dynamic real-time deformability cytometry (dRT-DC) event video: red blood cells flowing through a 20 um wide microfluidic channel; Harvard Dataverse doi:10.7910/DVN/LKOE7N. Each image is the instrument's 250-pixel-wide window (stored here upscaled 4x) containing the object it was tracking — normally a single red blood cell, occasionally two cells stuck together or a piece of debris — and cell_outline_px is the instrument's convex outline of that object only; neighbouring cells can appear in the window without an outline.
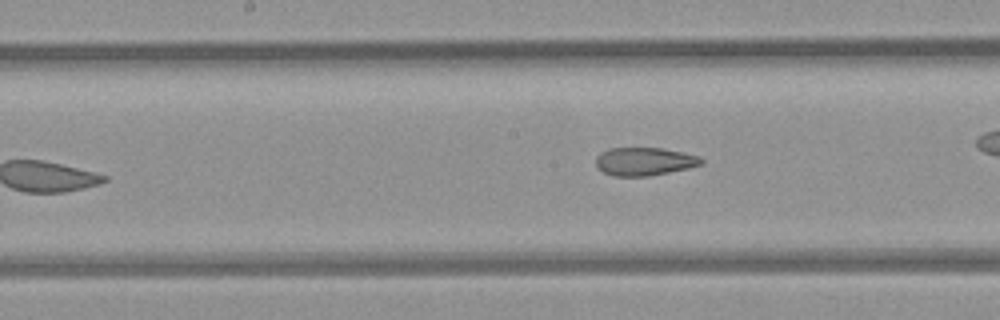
{"species": "common noctule bat (a hibernating species)", "species_latin": "Nyctalus noctula", "temperature_condition": "room temperature", "stored_images_in_passage": 9, "camera_frame_rate_fps": 3000, "um_per_image_px": 0.085, "animal": {"sex": "female", "body_mass_g": 21.9}, "frame": {"image": 1, "passage_image": 7, "time_ms": 2.0, "image_size_px": [1000, 320], "cell_outline_px": [[704, 164], [688, 168], [648, 176], [612, 176], [596, 168], [596, 156], [600, 152], [608, 148], [660, 148], [700, 156], [704, 160]], "centroid_in_image_um": [54.75, 13.72], "position_along_channel_um": 193.5, "area_um2": 17.34}}